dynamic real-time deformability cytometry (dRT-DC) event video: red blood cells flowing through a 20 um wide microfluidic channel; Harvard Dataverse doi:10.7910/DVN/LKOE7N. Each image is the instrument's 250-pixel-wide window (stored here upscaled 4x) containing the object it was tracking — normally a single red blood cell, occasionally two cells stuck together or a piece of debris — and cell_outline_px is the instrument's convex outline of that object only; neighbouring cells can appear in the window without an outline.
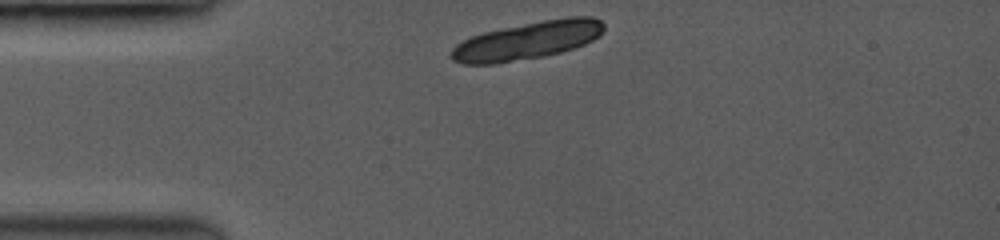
{"species": "common noctule bat (a hibernating species)", "species_latin": "Nyctalus noctula", "temperature_condition": "room temperature", "stored_images_in_passage": 31, "camera_frame_rate_fps": 3500, "um_per_image_px": 0.085, "animal": {"sex": "female", "body_mass_g": 19.0, "forearm_length_mm": 53.3}, "frame": {"image": 1, "passage_image": 1, "time_ms": 0.0, "image_size_px": [1000, 240], "cell_outline_px": [[604, 28], [592, 40], [584, 44], [560, 52], [540, 56], [492, 64], [464, 64], [452, 60], [452, 48], [456, 44], [472, 36], [484, 32], [544, 20], [568, 16], [592, 16], [600, 20], [604, 24]], "centroid_in_image_um": [44.83, 3.44], "position_along_channel_um": 40.2, "area_um2": 32.89}}
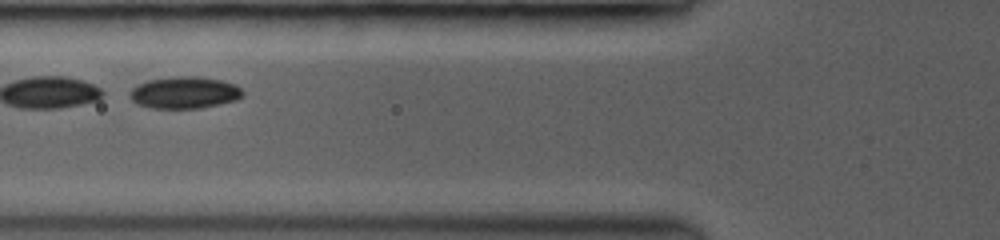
{"frame": {"image": 2, "passage_image": 10, "time_ms": 2.571, "image_size_px": [1000, 240], "cell_outline_px": [[244, 92], [236, 100], [196, 108], [156, 108], [140, 104], [132, 100], [132, 88], [148, 80], [180, 76], [196, 76], [220, 80], [236, 84]], "centroid_in_image_um": [15.72, 7.85], "position_along_channel_um": 110.1, "area_um2": 20.35}}